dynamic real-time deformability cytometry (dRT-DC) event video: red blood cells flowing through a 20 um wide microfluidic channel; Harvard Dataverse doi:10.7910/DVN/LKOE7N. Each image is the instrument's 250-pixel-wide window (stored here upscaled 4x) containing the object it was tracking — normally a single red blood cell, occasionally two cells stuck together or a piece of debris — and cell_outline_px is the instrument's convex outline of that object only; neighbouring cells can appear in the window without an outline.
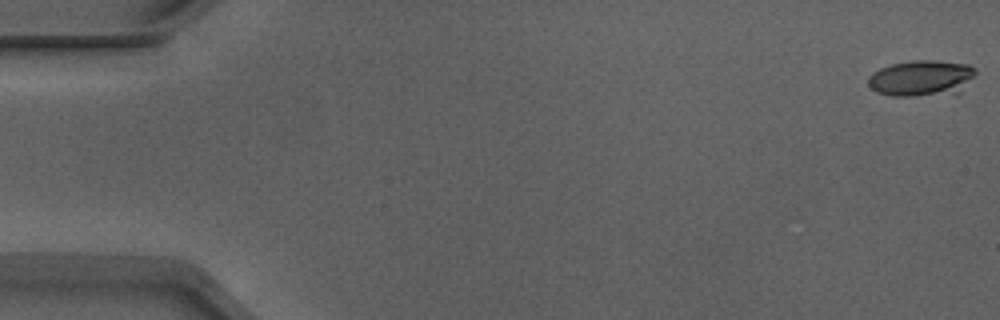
{"species": "Egyptian fruit bat (a non-hibernating species)", "species_latin": "Rousettus aegyptiacus", "temperature_condition": "warm", "stored_images_in_passage": 16, "camera_frame_rate_fps": 3000, "um_per_image_px": 0.085, "animal": {"sex": "male"}, "frame": {"image": 1, "passage_image": 1, "time_ms": 0.0, "image_size_px": [1000, 320], "cell_outline_px": [[976, 72], [960, 92], [912, 96], [892, 96], [876, 92], [868, 84], [868, 76], [872, 72], [880, 68], [892, 64], [912, 60], [932, 60], [968, 64], [976, 68]], "centroid_in_image_um": [78.29, 6.63], "position_along_channel_um": 6.7, "area_um2": 22.43}}
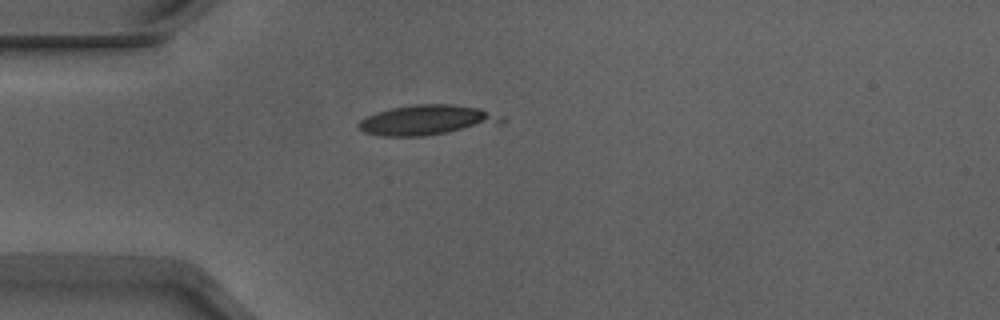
{"frame": {"image": 2, "passage_image": 15, "time_ms": 4.667, "image_size_px": [1000, 320], "cell_outline_px": [[504, 120], [500, 124], [424, 136], [384, 136], [364, 132], [356, 124], [360, 120], [376, 112], [392, 108], [416, 104], [452, 104], [480, 108]], "centroid_in_image_um": [36.25, 10.21], "position_along_channel_um": 48.7, "area_um2": 24.68}}